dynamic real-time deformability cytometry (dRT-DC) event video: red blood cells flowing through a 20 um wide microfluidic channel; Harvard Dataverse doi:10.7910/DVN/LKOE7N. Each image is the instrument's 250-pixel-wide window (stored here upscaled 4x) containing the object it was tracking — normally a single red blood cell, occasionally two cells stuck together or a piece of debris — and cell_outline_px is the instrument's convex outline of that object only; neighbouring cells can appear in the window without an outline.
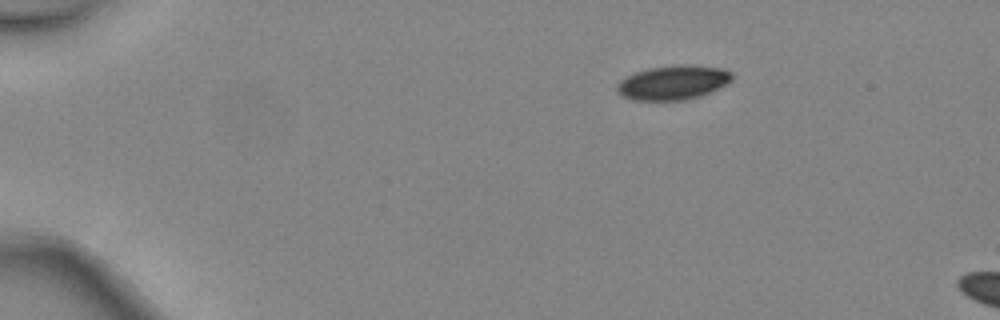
{"species": "common noctule bat (a hibernating species)", "species_latin": "Nyctalus noctula", "temperature_condition": "warm", "stored_images_in_passage": 2, "camera_frame_rate_fps": 3000, "um_per_image_px": 0.085, "animal": {"sex": "female", "body_mass_g": 24.6, "forearm_length_mm": 56.2}, "frame": {"image": 1, "passage_image": 1, "time_ms": 0.0, "image_size_px": [1000, 320], "cell_outline_px": [[732, 80], [728, 84], [700, 96], [684, 100], [632, 100], [624, 96], [616, 88], [616, 84], [620, 80], [636, 72], [648, 68], [680, 64], [688, 64], [724, 68], [732, 72]], "centroid_in_image_um": [57.25, 7.0], "position_along_channel_um": 27.7, "area_um2": 23.06}}